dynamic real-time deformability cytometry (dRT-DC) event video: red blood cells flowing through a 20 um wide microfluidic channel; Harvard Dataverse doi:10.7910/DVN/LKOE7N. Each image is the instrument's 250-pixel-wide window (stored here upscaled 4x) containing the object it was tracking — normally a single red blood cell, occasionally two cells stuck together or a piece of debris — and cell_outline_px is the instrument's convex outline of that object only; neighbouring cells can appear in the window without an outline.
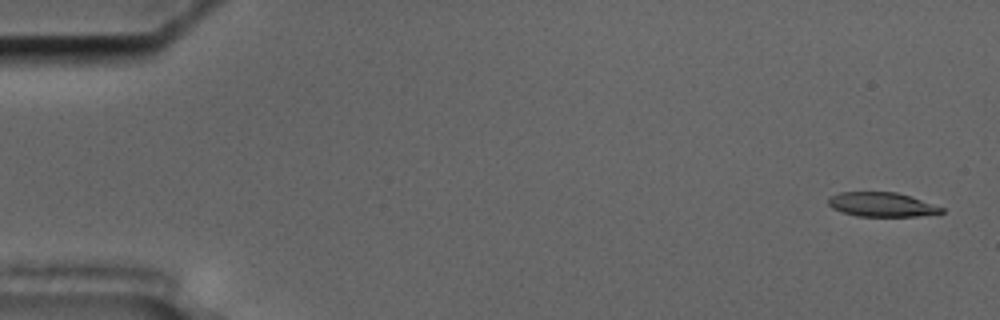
{"species": "common noctule bat (a hibernating species)", "species_latin": "Nyctalus noctula", "temperature_condition": "cold", "stored_images_in_passage": 57, "camera_frame_rate_fps": 3000, "um_per_image_px": 0.085, "animal": {"sex": "male", "body_mass_g": 17.5, "forearm_length_mm": 52.3}, "frame": {"image": 1, "passage_image": 2, "time_ms": 0.333, "image_size_px": [1000, 320], "cell_outline_px": [[944, 212], [916, 216], [856, 216], [832, 208], [828, 204], [828, 196], [840, 192], [896, 192], [944, 208]], "centroid_in_image_um": [74.89, 17.38], "position_along_channel_um": 10.1, "area_um2": 15.78}}
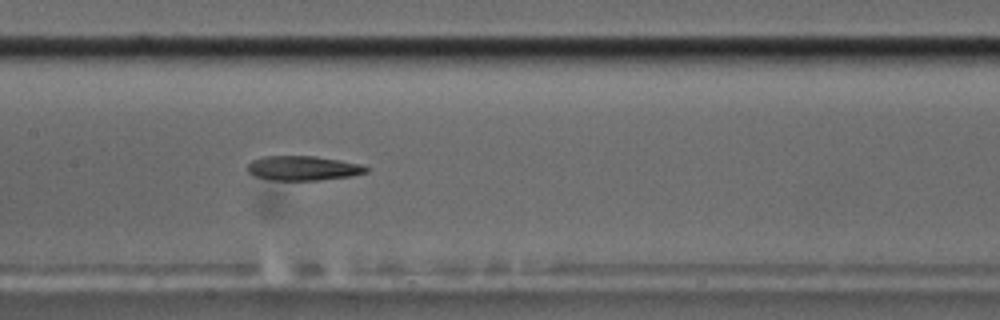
{"frame": {"image": 2, "passage_image": 28, "time_ms": 9.0, "image_size_px": [1000, 320], "cell_outline_px": [[368, 172], [352, 176], [320, 180], [272, 180], [252, 176], [244, 168], [252, 160], [264, 156], [316, 156], [340, 160], [360, 164], [368, 168]], "centroid_in_image_um": [25.71, 14.3], "position_along_channel_um": 181.7, "area_um2": 17.17}}
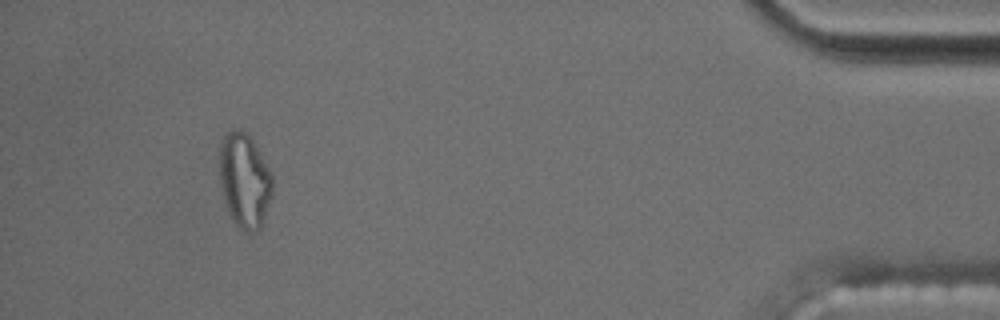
{"frame": {"image": 3, "passage_image": 53, "time_ms": 17.333, "image_size_px": [1000, 320], "cell_outline_px": [[272, 196], [260, 228], [256, 232], [240, 232], [232, 220], [228, 212], [220, 188], [220, 140], [224, 132], [232, 128], [244, 132], [252, 140], [268, 168], [272, 176]], "centroid_in_image_um": [20.75, 15.37], "position_along_channel_um": 414.4, "area_um2": 29.36}, "authors_computed_cell_mechanics": {"area_um2": 18.207, "velocity_mm_per_s": 3.552, "shape_relaxation_time_tau1_ms": null, "shape_relaxation_time_tau2_ms": 7.0789, "deformation_change_tau1": null, "deformation_change_tau2": 0.1718}}